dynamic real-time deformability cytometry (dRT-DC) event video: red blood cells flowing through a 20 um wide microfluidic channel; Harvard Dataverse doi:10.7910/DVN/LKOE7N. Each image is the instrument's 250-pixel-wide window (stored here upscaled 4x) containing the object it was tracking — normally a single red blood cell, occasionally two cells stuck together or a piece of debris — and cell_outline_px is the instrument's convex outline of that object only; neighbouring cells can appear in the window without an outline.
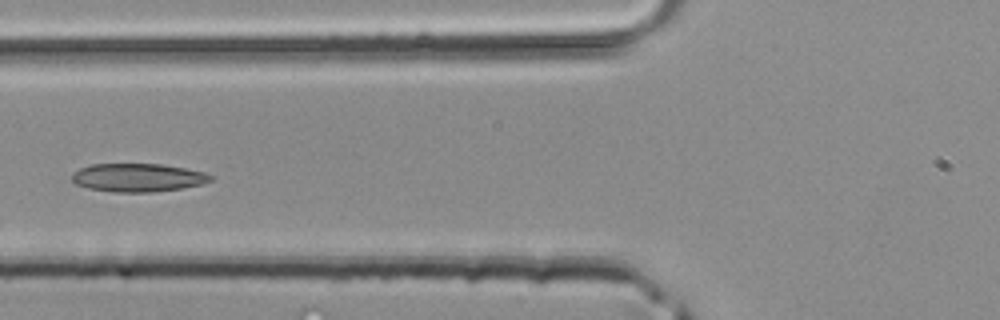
{"species": "common noctule bat (a hibernating species)", "species_latin": "Nyctalus noctula", "temperature_condition": "room temperature", "stored_images_in_passage": 32, "camera_frame_rate_fps": 3000, "um_per_image_px": 0.085, "animal": {"sex": "male", "body_mass_g": 20.4}, "frame": {"image": 1, "passage_image": 8, "time_ms": 2.333, "image_size_px": [1000, 320], "cell_outline_px": [[216, 176], [212, 180], [200, 184], [180, 188], [152, 192], [116, 192], [88, 188], [76, 184], [72, 180], [72, 172], [80, 168], [92, 164], [160, 164], [184, 168], [204, 172]], "centroid_in_image_um": [11.71, 15.09], "position_along_channel_um": 114.1, "area_um2": 22.77}}
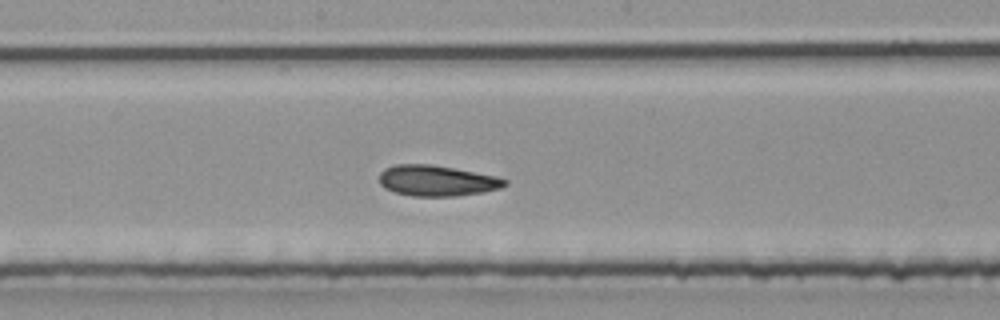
{"frame": {"image": 2, "passage_image": 14, "time_ms": 4.333, "image_size_px": [1000, 320], "cell_outline_px": [[508, 184], [500, 188], [484, 192], [456, 196], [412, 196], [392, 192], [384, 188], [380, 184], [380, 172], [384, 168], [396, 164], [432, 164], [496, 176], [508, 180]], "centroid_in_image_um": [37.12, 15.36], "position_along_channel_um": 211.1, "area_um2": 22.66}}
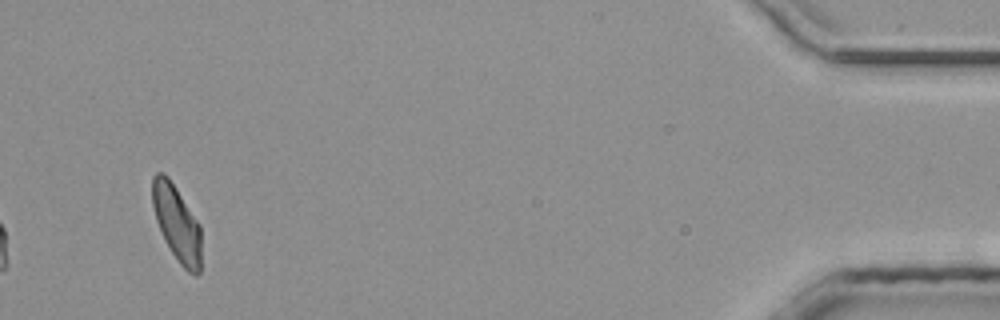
{"frame": {"image": 3, "passage_image": 32, "time_ms": 10.333, "image_size_px": [1000, 320], "cell_outline_px": [[200, 272], [196, 276], [192, 276], [180, 264], [164, 240], [160, 232], [156, 220], [152, 204], [152, 176], [156, 172], [164, 172], [168, 176], [200, 224]], "centroid_in_image_um": [15.01, 18.97], "position_along_channel_um": 420.2, "area_um2": 21.68}}